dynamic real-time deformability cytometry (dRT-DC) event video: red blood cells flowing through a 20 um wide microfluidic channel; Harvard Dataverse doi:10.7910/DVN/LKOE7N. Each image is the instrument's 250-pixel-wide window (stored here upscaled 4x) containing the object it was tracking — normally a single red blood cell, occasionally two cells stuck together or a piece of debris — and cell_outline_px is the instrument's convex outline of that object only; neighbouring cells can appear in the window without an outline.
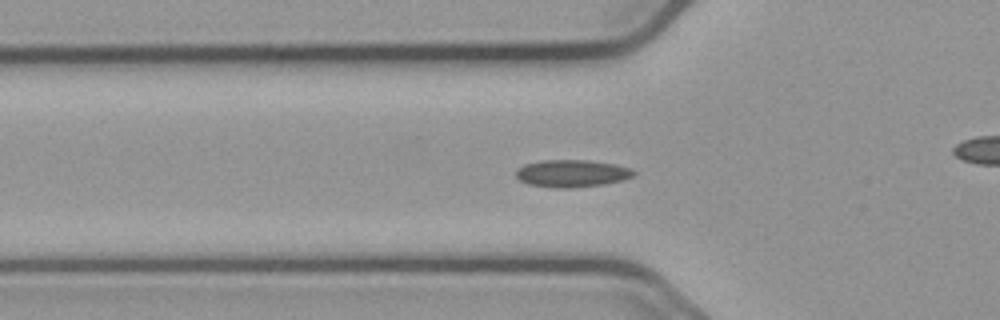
{"species": "common noctule bat (a hibernating species)", "species_latin": "Nyctalus noctula", "temperature_condition": "cold", "stored_images_in_passage": 57, "camera_frame_rate_fps": 3000, "um_per_image_px": 0.085, "animal": {"sex": "male", "body_mass_g": 23.1, "forearm_length_mm": 52.7}, "frame": {"image": 1, "passage_image": 19, "time_ms": 6.0, "image_size_px": [1000, 320], "cell_outline_px": [[636, 176], [624, 180], [604, 184], [572, 188], [552, 188], [528, 184], [520, 180], [516, 176], [516, 168], [524, 164], [540, 160], [588, 160], [612, 164], [632, 168], [636, 172]], "centroid_in_image_um": [48.61, 14.74], "position_along_channel_um": 77.2, "area_um2": 19.02}}
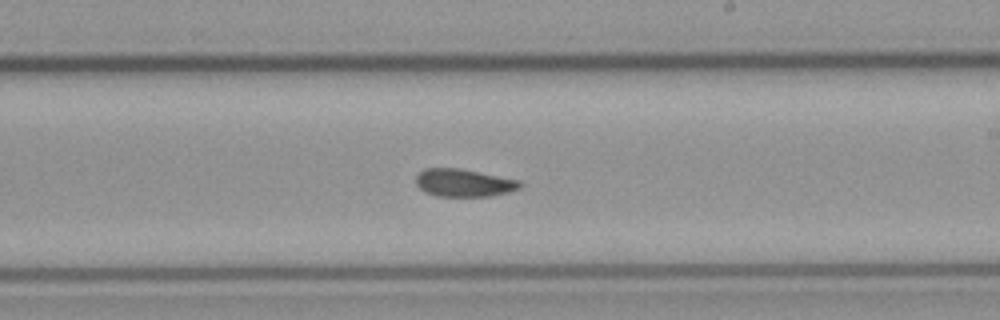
{"frame": {"image": 2, "passage_image": 33, "time_ms": 10.667, "image_size_px": [1000, 320], "cell_outline_px": [[524, 184], [520, 188], [508, 192], [492, 196], [436, 196], [424, 192], [416, 184], [416, 176], [424, 168], [460, 168], [520, 180]], "centroid_in_image_um": [39.44, 15.54], "position_along_channel_um": 249.6, "area_um2": 16.94}}
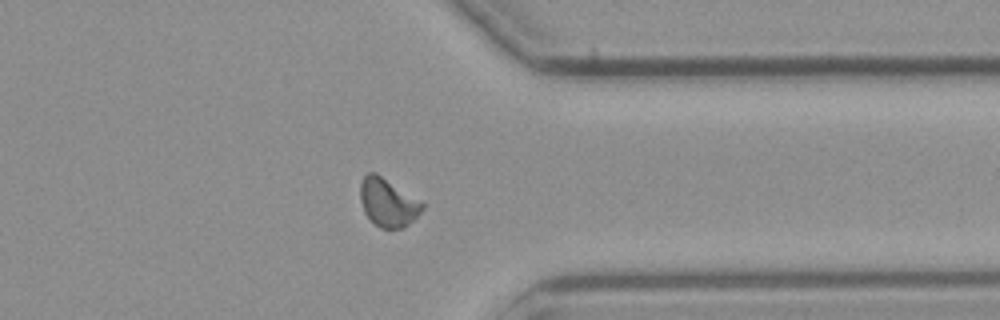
{"frame": {"image": 3, "passage_image": 44, "time_ms": 14.333, "image_size_px": [1000, 320], "cell_outline_px": [[424, 208], [404, 228], [380, 228], [364, 212], [360, 200], [360, 184], [364, 176], [368, 172], [376, 172], [424, 204]], "centroid_in_image_um": [32.94, 17.2], "position_along_channel_um": 378.5, "area_um2": 17.05}, "authors_computed_cell_mechanics": {"area_um2": 17.051, "velocity_mm_per_s": 3.6724, "shape_relaxation_time_tau1_ms": null, "shape_relaxation_time_tau2_ms": 3.9958, "deformation_change_tau1": null, "deformation_change_tau2": 0.0602}}